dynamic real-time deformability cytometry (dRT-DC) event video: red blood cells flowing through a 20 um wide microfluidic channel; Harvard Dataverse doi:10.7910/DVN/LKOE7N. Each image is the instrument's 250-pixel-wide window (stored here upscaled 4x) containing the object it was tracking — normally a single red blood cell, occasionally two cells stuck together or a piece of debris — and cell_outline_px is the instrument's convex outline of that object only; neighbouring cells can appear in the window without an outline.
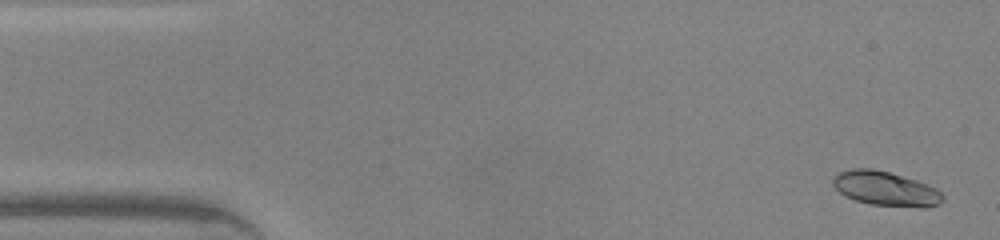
{"species": "common noctule bat (a hibernating species)", "species_latin": "Nyctalus noctula", "temperature_condition": "warm", "stored_images_in_passage": 46, "camera_frame_rate_fps": 3000, "um_per_image_px": 0.085, "animal": {"sex": "male", "body_mass_g": 20.0, "forearm_length_mm": 53.3}, "frame": {"image": 1, "passage_image": 2, "time_ms": 0.333, "image_size_px": [1000, 240], "cell_outline_px": [[944, 200], [940, 204], [928, 208], [924, 208], [872, 204], [856, 200], [844, 196], [832, 184], [832, 180], [840, 172], [852, 168], [872, 168], [888, 172], [916, 180], [928, 184], [936, 188], [944, 196]], "centroid_in_image_um": [75.32, 16.04], "position_along_channel_um": 9.7, "area_um2": 22.02}}
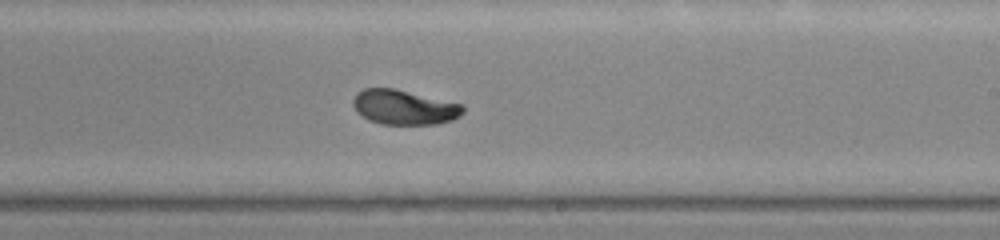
{"frame": {"image": 2, "passage_image": 27, "time_ms": 8.667, "image_size_px": [1000, 240], "cell_outline_px": [[464, 112], [460, 116], [452, 120], [436, 124], [380, 124], [368, 120], [356, 112], [352, 104], [352, 100], [356, 92], [364, 88], [396, 88], [464, 104]], "centroid_in_image_um": [34.34, 9.1], "position_along_channel_um": 254.7, "area_um2": 22.66}}
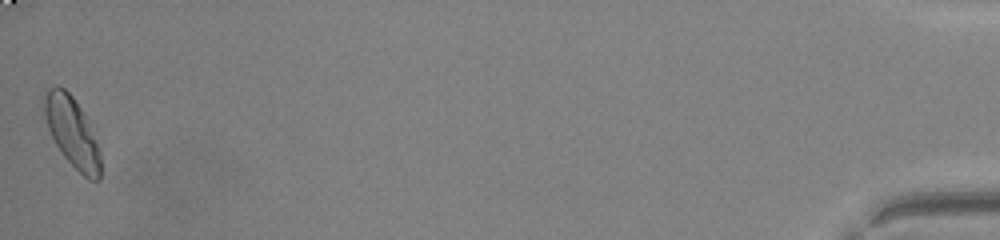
{"frame": {"image": 3, "passage_image": 46, "time_ms": 15.0, "image_size_px": [1000, 240], "cell_outline_px": [[100, 180], [88, 180], [64, 156], [56, 144], [48, 128], [44, 112], [44, 96], [48, 88], [56, 84], [64, 88], [72, 96], [80, 108], [100, 148]], "centroid_in_image_um": [6.12, 11.22], "position_along_channel_um": 429.1, "area_um2": 22.43}, "authors_computed_cell_mechanics": {"area_um2": 22.1085, "velocity_mm_per_s": 4.3575, "shape_relaxation_time_tau1_ms": 2.5055, "shape_relaxation_time_tau2_ms": 1.2628, "deformation_change_tau1": 0.1475, "deformation_change_tau2": 0.0403}}